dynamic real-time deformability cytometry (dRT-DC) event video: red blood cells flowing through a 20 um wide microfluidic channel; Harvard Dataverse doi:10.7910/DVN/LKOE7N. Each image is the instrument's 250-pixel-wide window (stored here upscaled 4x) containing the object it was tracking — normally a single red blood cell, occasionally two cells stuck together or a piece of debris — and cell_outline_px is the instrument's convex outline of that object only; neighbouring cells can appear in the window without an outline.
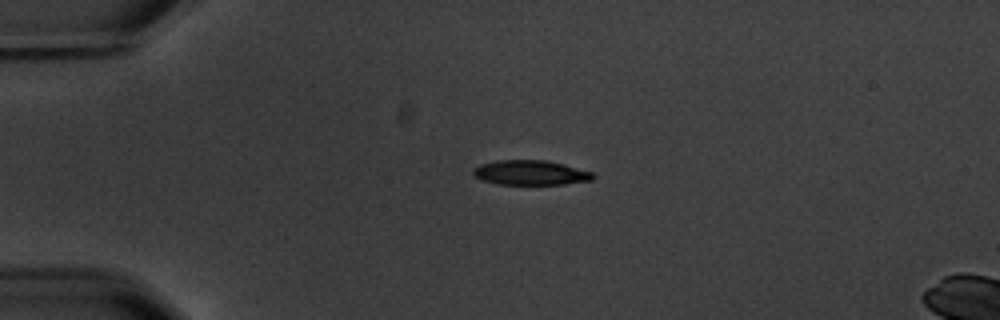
{"species": "common noctule bat (a hibernating species)", "species_latin": "Nyctalus noctula", "temperature_condition": "warm", "stored_images_in_passage": 6, "camera_frame_rate_fps": 3000, "um_per_image_px": 0.085, "animal": {"sex": "male", "body_mass_g": 20.1, "forearm_length_mm": 53.5}, "frame": {"image": 1, "passage_image": 4, "time_ms": 3.667, "image_size_px": [1000, 320], "cell_outline_px": [[596, 176], [592, 180], [564, 184], [500, 184], [480, 180], [472, 176], [472, 168], [480, 164], [500, 160], [548, 160], [564, 164], [592, 172]], "centroid_in_image_um": [45.06, 14.67], "position_along_channel_um": 39.9, "area_um2": 17.4}}